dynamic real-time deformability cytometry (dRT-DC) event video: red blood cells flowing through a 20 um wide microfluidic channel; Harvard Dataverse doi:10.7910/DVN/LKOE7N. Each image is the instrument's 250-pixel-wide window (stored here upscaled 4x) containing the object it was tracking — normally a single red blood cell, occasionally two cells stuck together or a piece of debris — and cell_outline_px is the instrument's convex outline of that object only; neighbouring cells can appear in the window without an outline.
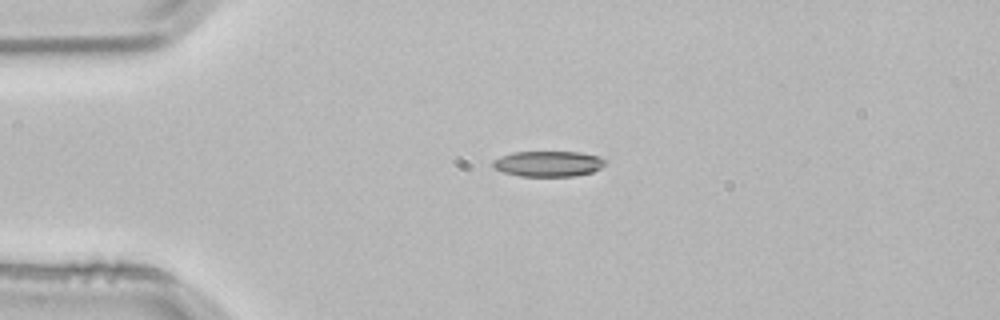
{"species": "common noctule bat (a hibernating species)", "species_latin": "Nyctalus noctula", "temperature_condition": "room temperature", "stored_images_in_passage": 1, "camera_frame_rate_fps": 3000, "um_per_image_px": 0.085, "animal": {"sex": "male", "body_mass_g": 21.5, "forearm_length_mm": 52.0}, "frame": {"image": 1, "passage_image": 1, "time_ms": 0.0, "image_size_px": [1000, 320], "cell_outline_px": [[608, 160], [600, 168], [592, 172], [576, 176], [520, 176], [504, 172], [492, 168], [492, 160], [500, 156], [512, 152], [580, 152], [600, 156]], "centroid_in_image_um": [46.6, 13.91], "position_along_channel_um": 38.4, "area_um2": 16.94}}